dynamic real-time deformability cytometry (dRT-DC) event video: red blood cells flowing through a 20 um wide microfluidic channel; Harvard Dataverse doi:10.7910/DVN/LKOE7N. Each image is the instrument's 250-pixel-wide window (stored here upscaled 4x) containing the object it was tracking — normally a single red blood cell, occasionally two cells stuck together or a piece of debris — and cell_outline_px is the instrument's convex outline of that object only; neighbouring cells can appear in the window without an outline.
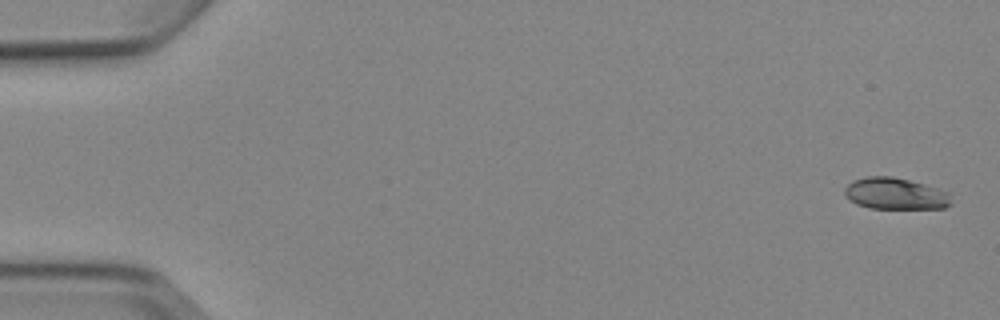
{"species": "Egyptian fruit bat (a non-hibernating species)", "species_latin": "Rousettus aegyptiacus", "temperature_condition": "cold", "stored_images_in_passage": 4, "camera_frame_rate_fps": 3000, "um_per_image_px": 0.085, "animal": {"sex": "female"}, "frame": {"image": 1, "passage_image": 1, "time_ms": 0.0, "image_size_px": [1000, 320], "cell_outline_px": [[952, 204], [944, 208], [868, 208], [856, 204], [848, 200], [844, 196], [844, 188], [852, 180], [868, 176], [892, 176], [924, 184], [952, 192]], "centroid_in_image_um": [76.12, 16.46], "position_along_channel_um": 8.9, "area_um2": 20.0}}
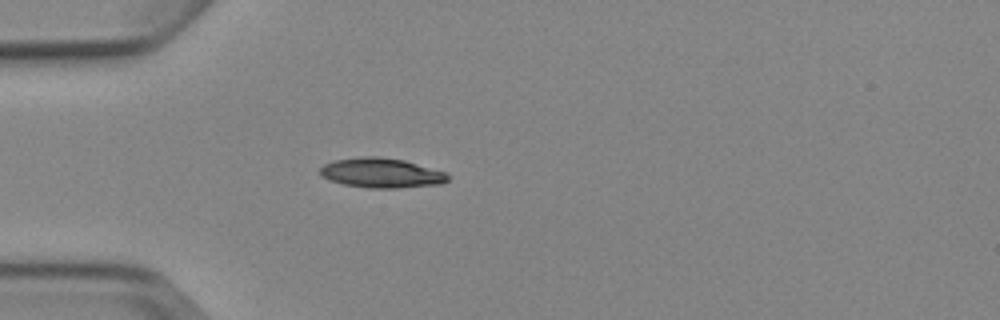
{"frame": {"image": 2, "passage_image": 4, "time_ms": 4.667, "image_size_px": [1000, 320], "cell_outline_px": [[448, 180], [440, 184], [396, 188], [368, 188], [344, 184], [320, 176], [320, 168], [324, 164], [336, 160], [364, 156], [376, 156], [404, 160], [448, 172]], "centroid_in_image_um": [32.44, 14.7], "position_along_channel_um": 52.6, "area_um2": 22.08}}